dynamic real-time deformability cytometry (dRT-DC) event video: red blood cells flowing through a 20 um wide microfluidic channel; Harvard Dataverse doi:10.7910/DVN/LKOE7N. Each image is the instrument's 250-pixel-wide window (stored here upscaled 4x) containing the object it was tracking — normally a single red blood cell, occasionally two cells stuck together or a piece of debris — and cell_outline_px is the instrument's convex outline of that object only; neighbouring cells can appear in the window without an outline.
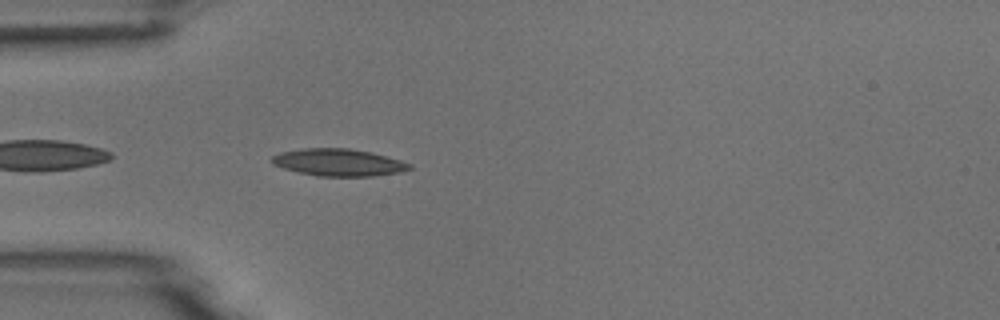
{"species": "common noctule bat (a hibernating species)", "species_latin": "Nyctalus noctula", "temperature_condition": "room temperature", "stored_images_in_passage": 4, "camera_frame_rate_fps": 3000, "um_per_image_px": 0.085, "animal": {"sex": "male", "body_mass_g": 18.8}, "frame": {"image": 1, "passage_image": 4, "time_ms": 4.333, "image_size_px": [1000, 320], "cell_outline_px": [[412, 168], [400, 172], [372, 176], [316, 176], [284, 168], [272, 164], [268, 160], [272, 156], [280, 152], [304, 148], [348, 148], [372, 152], [400, 160], [412, 164]], "centroid_in_image_um": [28.76, 13.8], "position_along_channel_um": 56.2, "area_um2": 21.85}}